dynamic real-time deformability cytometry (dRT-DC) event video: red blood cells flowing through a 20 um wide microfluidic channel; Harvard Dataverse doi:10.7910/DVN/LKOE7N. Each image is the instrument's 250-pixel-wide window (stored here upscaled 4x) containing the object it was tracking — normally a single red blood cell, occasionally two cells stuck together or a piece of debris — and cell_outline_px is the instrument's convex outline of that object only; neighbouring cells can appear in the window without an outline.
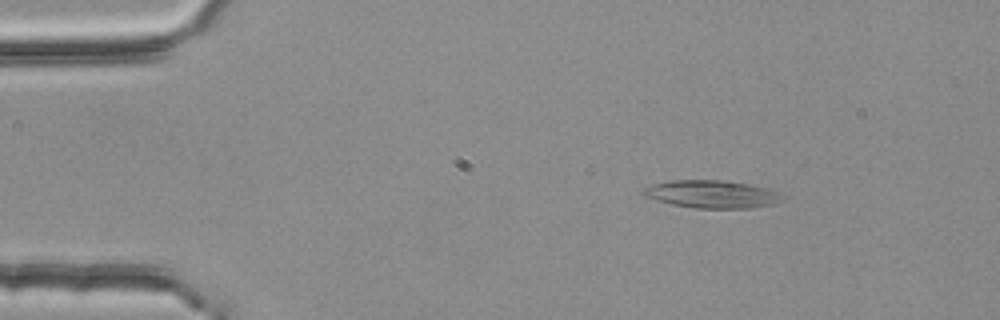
{"species": "common noctule bat (a hibernating species)", "species_latin": "Nyctalus noctula", "temperature_condition": "room temperature", "stored_images_in_passage": 4, "camera_frame_rate_fps": 3000, "um_per_image_px": 0.085, "animal": {"sex": "female", "body_mass_g": 25.1}, "frame": {"image": 1, "passage_image": 2, "time_ms": 0.333, "image_size_px": [1000, 320], "cell_outline_px": [[784, 196], [772, 204], [752, 208], [696, 208], [672, 204], [656, 200], [644, 196], [644, 188], [656, 184], [672, 180], [720, 180], [748, 184], [768, 188]], "centroid_in_image_um": [60.51, 16.51], "position_along_channel_um": 24.5, "area_um2": 22.02}}
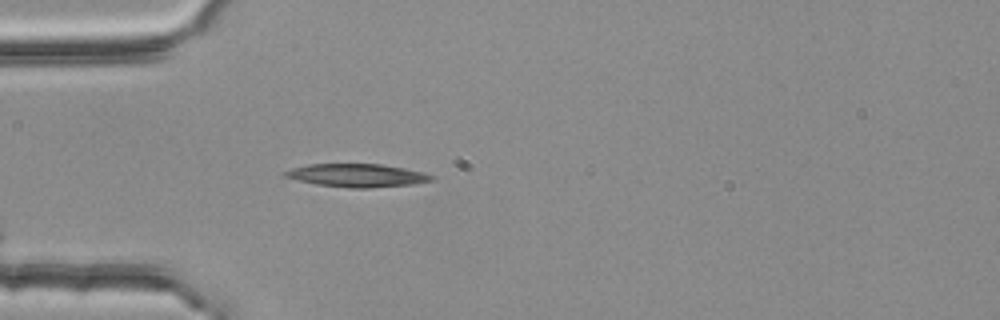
{"frame": {"image": 2, "passage_image": 4, "time_ms": 1.0, "image_size_px": [1000, 320], "cell_outline_px": [[436, 176], [432, 180], [416, 184], [368, 188], [348, 188], [316, 184], [296, 180], [284, 176], [284, 172], [292, 168], [308, 164], [380, 164], [404, 168], [424, 172]], "centroid_in_image_um": [30.38, 14.91], "position_along_channel_um": 54.6, "area_um2": 19.83}}